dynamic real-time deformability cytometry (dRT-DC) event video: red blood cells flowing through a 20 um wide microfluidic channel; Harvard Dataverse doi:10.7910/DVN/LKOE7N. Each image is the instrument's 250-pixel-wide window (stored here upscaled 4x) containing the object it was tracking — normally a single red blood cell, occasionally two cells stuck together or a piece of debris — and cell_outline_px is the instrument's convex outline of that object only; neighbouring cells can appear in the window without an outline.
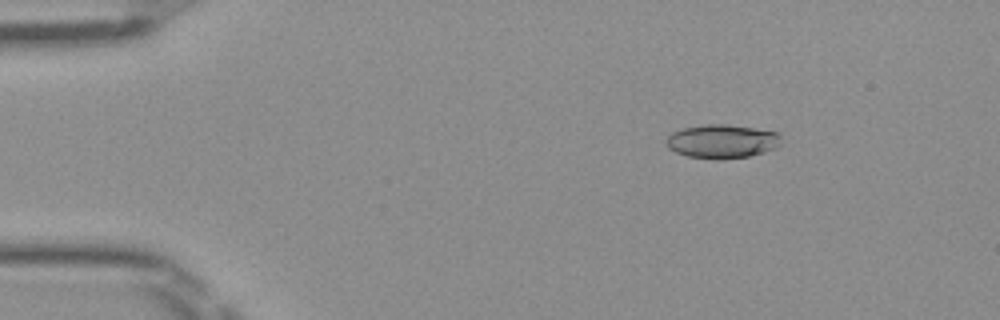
{"species": "Egyptian fruit bat (a non-hibernating species)", "species_latin": "Rousettus aegyptiacus", "temperature_condition": "room temperature", "stored_images_in_passage": 50, "camera_frame_rate_fps": 3000, "um_per_image_px": 0.085, "frame": {"image": 1, "passage_image": 7, "time_ms": 2.0, "image_size_px": [1000, 320], "cell_outline_px": [[780, 144], [776, 148], [764, 152], [748, 156], [716, 160], [688, 156], [676, 152], [668, 148], [664, 140], [672, 132], [684, 128], [704, 124], [724, 124], [780, 132]], "centroid_in_image_um": [61.36, 12.02], "position_along_channel_um": 23.6, "area_um2": 22.66}}
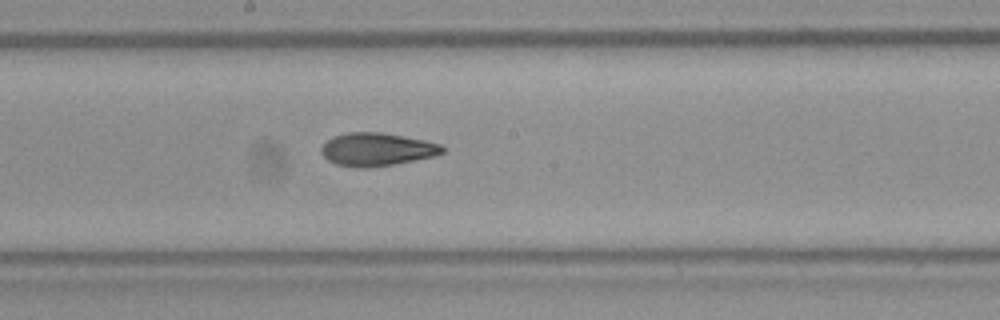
{"frame": {"image": 2, "passage_image": 27, "time_ms": 8.667, "image_size_px": [1000, 320], "cell_outline_px": [[444, 152], [436, 156], [392, 164], [360, 168], [336, 164], [328, 160], [320, 152], [320, 148], [332, 136], [348, 132], [380, 132], [404, 136], [424, 140], [440, 144], [444, 148]], "centroid_in_image_um": [32.02, 12.68], "position_along_channel_um": 216.2, "area_um2": 23.18}}
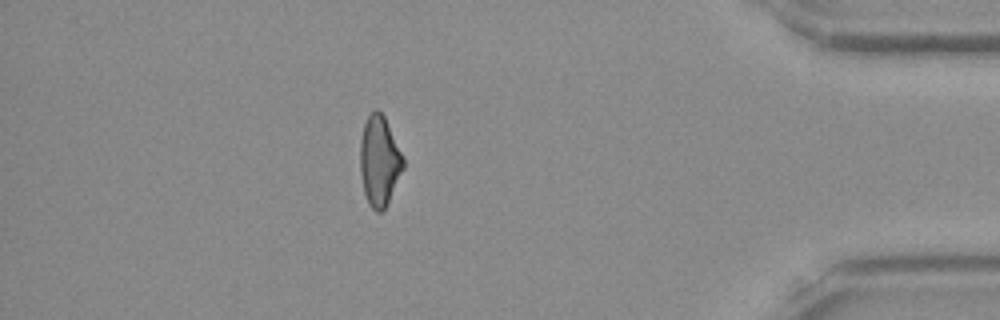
{"frame": {"image": 3, "passage_image": 44, "time_ms": 14.333, "image_size_px": [1000, 320], "cell_outline_px": [[404, 168], [384, 208], [380, 212], [376, 212], [368, 204], [364, 192], [360, 176], [360, 140], [364, 124], [368, 116], [376, 108], [384, 116], [404, 156]], "centroid_in_image_um": [32.24, 13.67], "position_along_channel_um": 403.0, "area_um2": 22.54}, "authors_computed_cell_mechanics": {"area_um2": 22.8599, "velocity_mm_per_s": 4.0333, "shape_relaxation_time_tau1_ms": 5.2482, "shape_relaxation_time_tau2_ms": 2.0419, "deformation_change_tau1": 0.1657, "deformation_change_tau2": 0.0874}}